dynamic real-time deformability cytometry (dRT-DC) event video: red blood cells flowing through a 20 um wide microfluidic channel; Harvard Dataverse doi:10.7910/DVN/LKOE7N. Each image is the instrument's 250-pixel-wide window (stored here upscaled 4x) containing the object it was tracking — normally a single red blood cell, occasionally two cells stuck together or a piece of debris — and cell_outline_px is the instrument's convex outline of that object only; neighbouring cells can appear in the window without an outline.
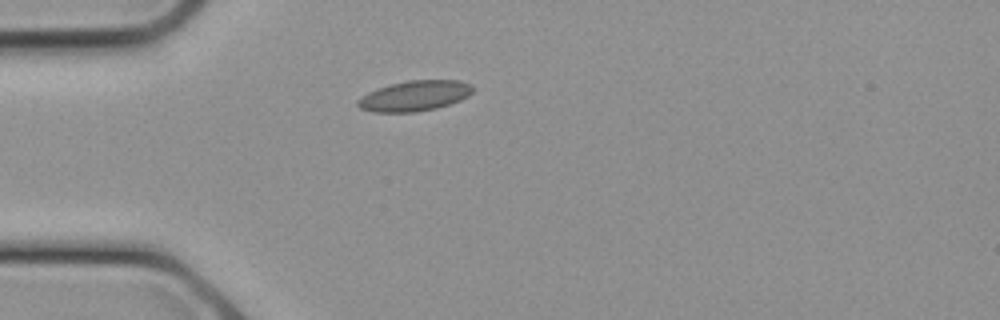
{"species": "common noctule bat (a hibernating species)", "species_latin": "Nyctalus noctula", "temperature_condition": "cold", "stored_images_in_passage": 5, "camera_frame_rate_fps": 3000, "um_per_image_px": 0.085, "animal": {"sex": "female", "body_mass_g": 21.9}, "frame": {"image": 1, "passage_image": 1, "time_ms": 0.0, "image_size_px": [1000, 320], "cell_outline_px": [[472, 92], [468, 96], [460, 100], [436, 108], [416, 112], [372, 112], [360, 108], [356, 104], [356, 100], [360, 96], [368, 92], [392, 84], [408, 80], [460, 80], [472, 84]], "centroid_in_image_um": [35.23, 8.15], "position_along_channel_um": 49.8, "area_um2": 20.35}}
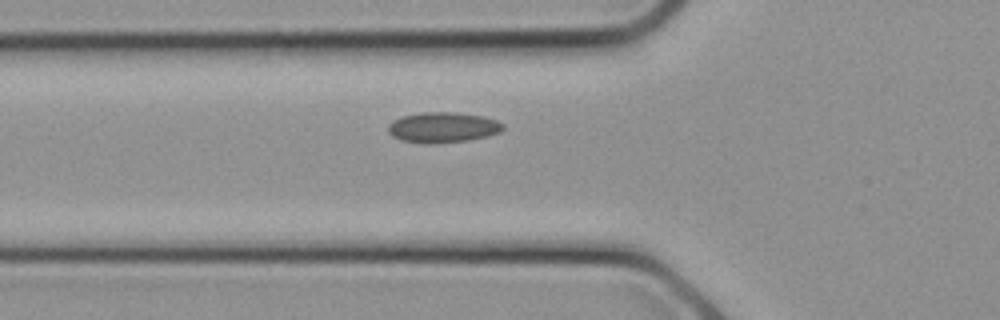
{"frame": {"image": 2, "passage_image": 3, "time_ms": 0.667, "image_size_px": [1000, 320], "cell_outline_px": [[504, 128], [500, 132], [488, 136], [468, 140], [432, 144], [424, 144], [400, 140], [392, 136], [388, 132], [388, 124], [392, 120], [400, 116], [424, 112], [452, 112], [484, 116], [496, 120], [504, 124]], "centroid_in_image_um": [37.61, 10.83], "position_along_channel_um": 88.2, "area_um2": 20.63}}
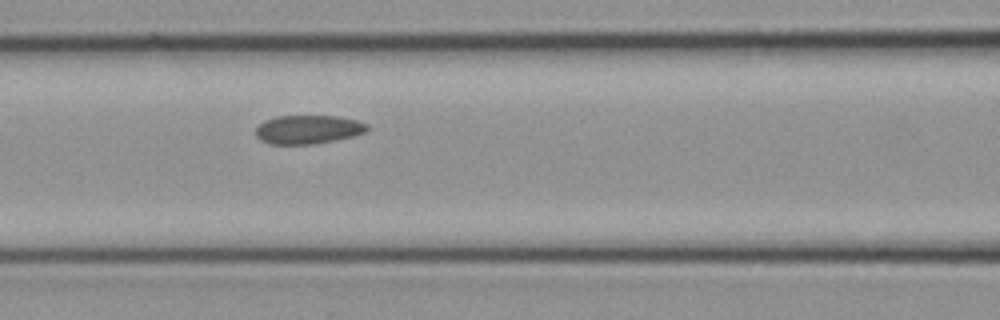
{"frame": {"image": 3, "passage_image": 5, "time_ms": 1.333, "image_size_px": [1000, 320], "cell_outline_px": [[368, 128], [364, 132], [352, 136], [316, 144], [268, 144], [260, 140], [256, 136], [256, 128], [264, 120], [276, 116], [336, 116], [356, 120], [368, 124]], "centroid_in_image_um": [26.15, 11.01], "position_along_channel_um": 140.5, "area_um2": 18.61}}